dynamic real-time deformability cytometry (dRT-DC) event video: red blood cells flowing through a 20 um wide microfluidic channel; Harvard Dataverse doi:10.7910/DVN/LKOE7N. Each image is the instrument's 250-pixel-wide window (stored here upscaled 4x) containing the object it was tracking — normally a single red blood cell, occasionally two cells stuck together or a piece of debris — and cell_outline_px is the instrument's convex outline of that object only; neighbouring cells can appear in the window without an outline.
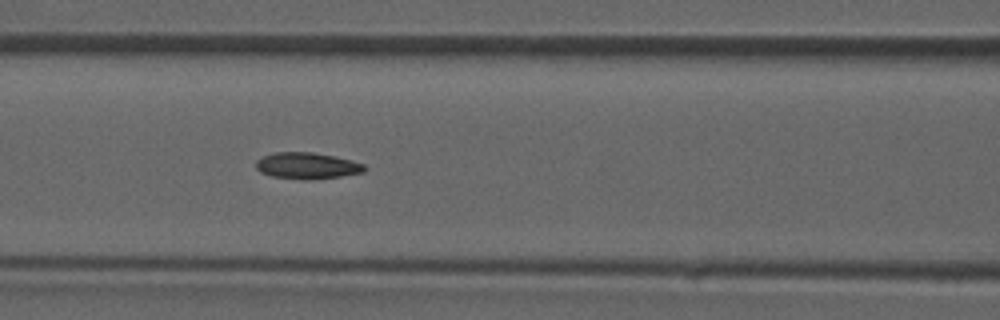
{"species": "common noctule bat (a hibernating species)", "species_latin": "Nyctalus noctula", "temperature_condition": "room temperature", "stored_images_in_passage": 48, "camera_frame_rate_fps": 3000, "um_per_image_px": 0.085, "animal": {"sex": "male", "forearm_length_mm": 52.5}, "frame": {"image": 1, "passage_image": 21, "time_ms": 6.667, "image_size_px": [1000, 320], "cell_outline_px": [[368, 168], [364, 172], [340, 176], [312, 180], [304, 180], [272, 176], [260, 172], [256, 168], [256, 160], [264, 156], [276, 152], [312, 152], [336, 156], [352, 160], [364, 164]], "centroid_in_image_um": [26.13, 14.09], "position_along_channel_um": 140.5, "area_um2": 16.82}}